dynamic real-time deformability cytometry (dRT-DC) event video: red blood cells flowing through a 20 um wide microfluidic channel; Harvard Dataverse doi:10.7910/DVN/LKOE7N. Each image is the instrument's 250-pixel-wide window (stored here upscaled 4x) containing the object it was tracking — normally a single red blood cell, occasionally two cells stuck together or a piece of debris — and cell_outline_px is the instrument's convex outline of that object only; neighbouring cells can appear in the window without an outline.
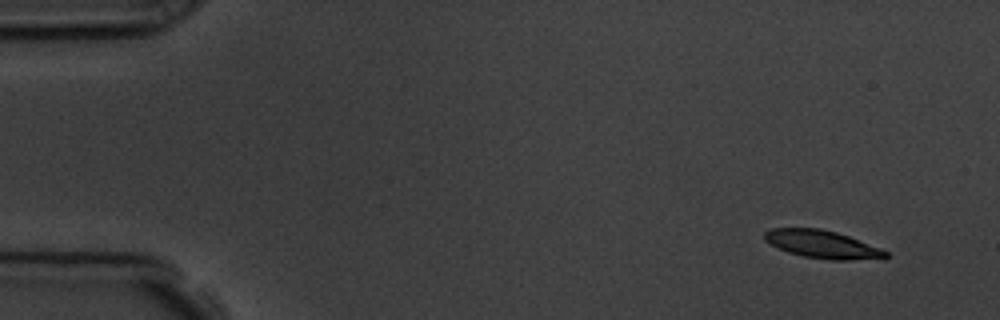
{"species": "common noctule bat (a hibernating species)", "species_latin": "Nyctalus noctula", "temperature_condition": "room temperature", "stored_images_in_passage": 15, "camera_frame_rate_fps": 3000, "um_per_image_px": 0.085, "animal": {"sex": "male", "body_mass_g": 19.5, "forearm_length_mm": 54.6}, "frame": {"image": 1, "passage_image": 1, "time_ms": 0.0, "image_size_px": [1000, 320], "cell_outline_px": [[888, 256], [884, 260], [832, 260], [804, 256], [788, 252], [764, 240], [764, 232], [772, 228], [820, 228], [836, 232], [848, 236], [880, 248], [888, 252]], "centroid_in_image_um": [69.96, 20.78], "position_along_channel_um": 15.0, "area_um2": 19.71}}
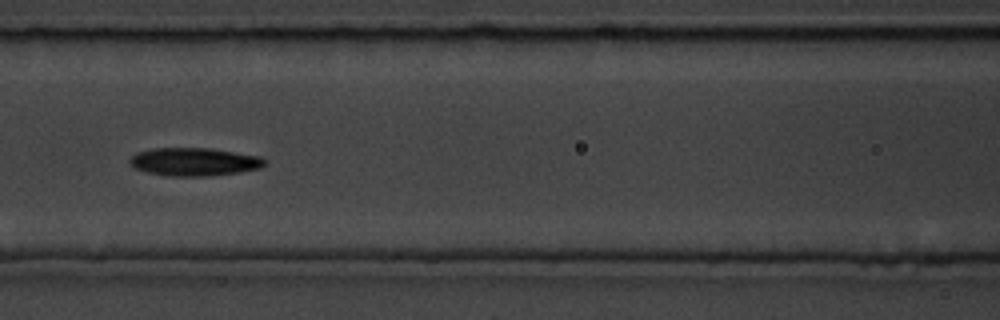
{"frame": {"image": 2, "passage_image": 7, "time_ms": 6.667, "image_size_px": [1000, 320], "cell_outline_px": [[268, 160], [260, 168], [240, 172], [208, 176], [168, 176], [148, 172], [136, 168], [128, 164], [128, 160], [136, 152], [152, 148], [208, 148], [260, 156]], "centroid_in_image_um": [16.49, 13.75], "position_along_channel_um": 150.1, "area_um2": 22.14}}
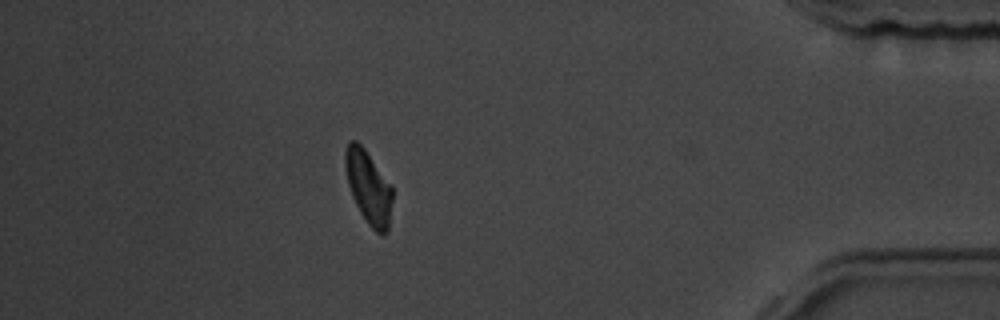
{"frame": {"image": 3, "passage_image": 14, "time_ms": 14.667, "image_size_px": [1000, 320], "cell_outline_px": [[392, 200], [388, 232], [384, 236], [376, 232], [368, 224], [360, 212], [352, 196], [348, 184], [344, 164], [344, 152], [348, 140], [356, 140], [364, 148], [392, 188]], "centroid_in_image_um": [31.3, 15.92], "position_along_channel_um": 403.9, "area_um2": 20.0}, "authors_computed_cell_mechanics": {"area_um2": 20.808, "velocity_mm_per_s": 3.7382, "shape_relaxation_time_tau1_ms": 2.5659, "shape_relaxation_time_tau2_ms": 4.1783, "deformation_change_tau1": 0.0942, "deformation_change_tau2": 0.0947}}